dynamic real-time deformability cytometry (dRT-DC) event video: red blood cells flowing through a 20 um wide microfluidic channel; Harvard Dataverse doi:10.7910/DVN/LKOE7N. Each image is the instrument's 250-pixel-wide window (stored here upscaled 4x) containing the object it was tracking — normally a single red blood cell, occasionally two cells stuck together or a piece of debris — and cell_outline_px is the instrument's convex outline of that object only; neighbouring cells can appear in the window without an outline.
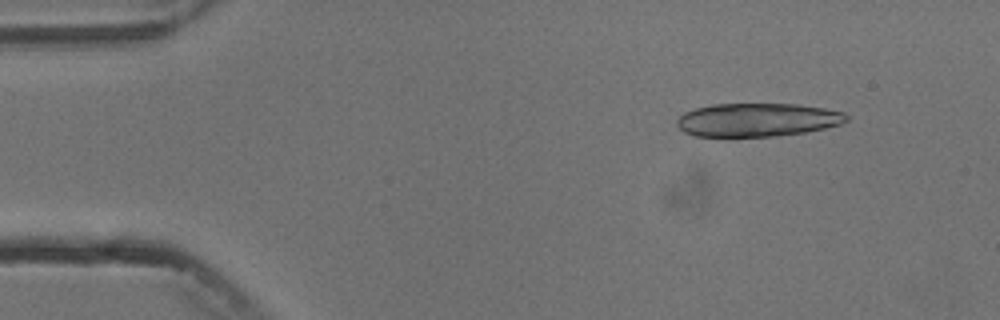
{"species": "common noctule bat (a hibernating species)", "species_latin": "Nyctalus noctula", "temperature_condition": "cold", "stored_images_in_passage": 5, "camera_frame_rate_fps": 3000, "um_per_image_px": 0.085, "animal": {"sex": "male", "body_mass_g": 13.3}, "frame": {"image": 1, "passage_image": 1, "time_ms": 0.0, "image_size_px": [1000, 320], "cell_outline_px": [[848, 120], [840, 124], [824, 128], [804, 132], [776, 136], [696, 136], [684, 132], [676, 124], [676, 120], [684, 112], [696, 108], [712, 104], [796, 104], [824, 108], [844, 112], [848, 116]], "centroid_in_image_um": [64.37, 10.18], "position_along_channel_um": 20.6, "area_um2": 32.89}}
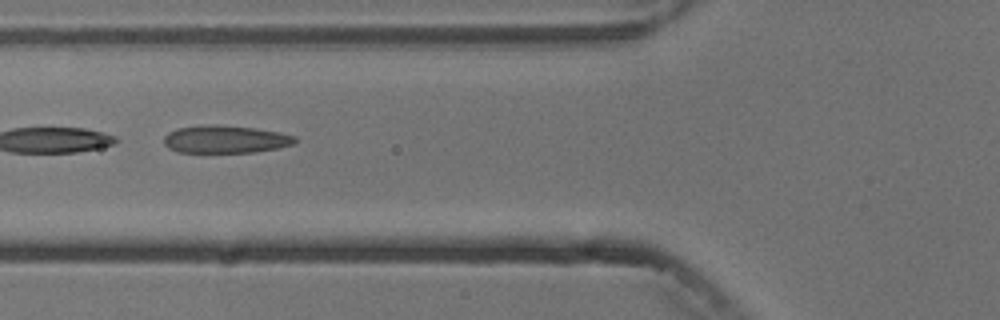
{"frame": {"image": 2, "passage_image": 5, "time_ms": 4.667, "image_size_px": [1000, 320], "cell_outline_px": [[296, 144], [256, 152], [180, 152], [168, 148], [164, 144], [164, 136], [168, 132], [176, 128], [212, 124], [216, 124], [252, 128], [280, 132], [296, 136]], "centroid_in_image_um": [19.16, 11.83], "position_along_channel_um": 106.6, "area_um2": 21.15}}